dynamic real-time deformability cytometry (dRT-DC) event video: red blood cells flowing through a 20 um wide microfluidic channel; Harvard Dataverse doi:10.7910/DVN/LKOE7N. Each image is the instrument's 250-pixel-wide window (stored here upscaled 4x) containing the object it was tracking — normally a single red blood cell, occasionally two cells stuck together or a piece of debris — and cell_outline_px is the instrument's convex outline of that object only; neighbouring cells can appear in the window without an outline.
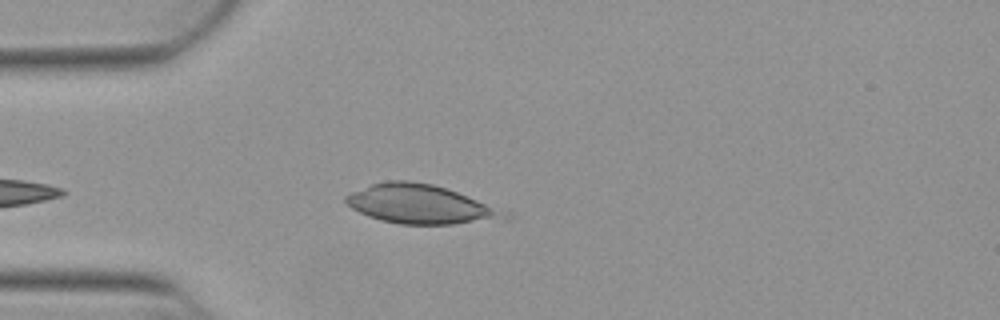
{"species": "Egyptian fruit bat (a non-hibernating species)", "species_latin": "Rousettus aegyptiacus", "temperature_condition": "warm", "stored_images_in_passage": 33, "camera_frame_rate_fps": 3000, "um_per_image_px": 0.085, "animal": {"sex": "female"}, "frame": {"image": 1, "passage_image": 3, "time_ms": 0.667, "image_size_px": [1000, 320], "cell_outline_px": [[512, 216], [508, 220], [452, 224], [400, 224], [380, 220], [368, 216], [352, 208], [344, 200], [344, 196], [352, 192], [372, 184], [384, 180], [408, 180], [432, 184], [456, 192], [512, 212]], "centroid_in_image_um": [35.81, 17.38], "position_along_channel_um": 49.2, "area_um2": 36.3}}
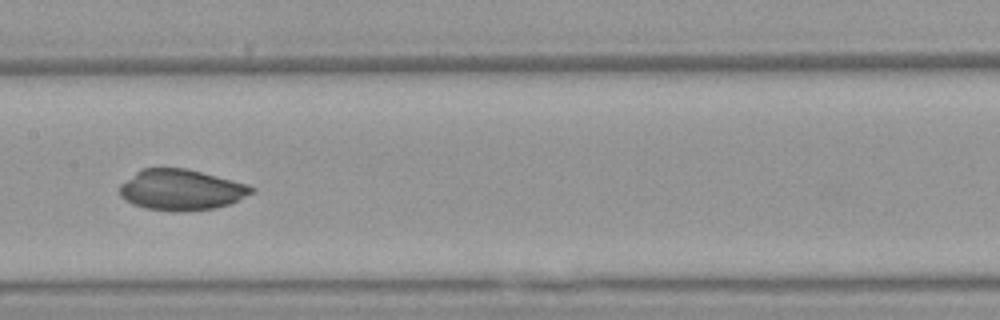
{"frame": {"image": 2, "passage_image": 15, "time_ms": 4.667, "image_size_px": [1000, 320], "cell_outline_px": [[256, 192], [228, 204], [216, 208], [184, 212], [172, 212], [144, 208], [132, 204], [124, 200], [120, 196], [120, 184], [140, 168], [184, 168], [248, 184], [256, 188]], "centroid_in_image_um": [15.38, 16.15], "position_along_channel_um": 192.0, "area_um2": 31.62}}
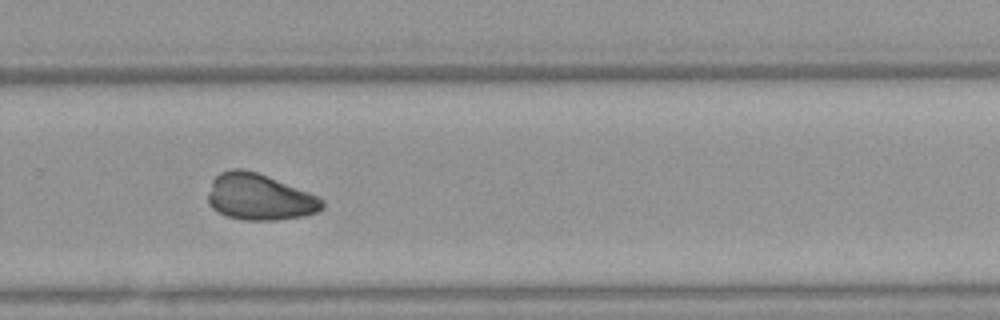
{"frame": {"image": 3, "passage_image": 24, "time_ms": 7.667, "image_size_px": [1000, 320], "cell_outline_px": [[324, 208], [316, 212], [304, 216], [276, 220], [244, 220], [224, 216], [212, 208], [208, 204], [208, 192], [212, 180], [220, 172], [232, 168], [244, 168], [256, 172], [320, 196], [324, 200]], "centroid_in_image_um": [22.04, 16.75], "position_along_channel_um": 307.8, "area_um2": 31.1}}